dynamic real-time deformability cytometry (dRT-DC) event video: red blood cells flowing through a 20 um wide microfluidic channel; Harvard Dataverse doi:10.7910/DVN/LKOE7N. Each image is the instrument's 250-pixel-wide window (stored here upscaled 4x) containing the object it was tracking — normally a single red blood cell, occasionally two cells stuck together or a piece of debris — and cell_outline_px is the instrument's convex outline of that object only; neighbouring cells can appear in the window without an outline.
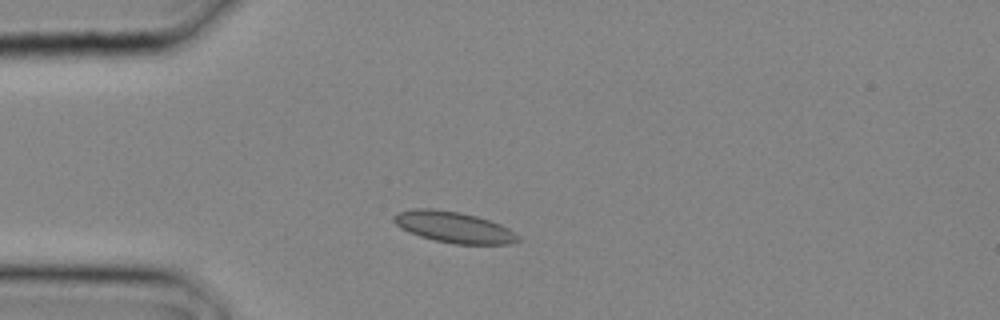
{"species": "common noctule bat (a hibernating species)", "species_latin": "Nyctalus noctula", "temperature_condition": "cold", "stored_images_in_passage": 4, "camera_frame_rate_fps": 3000, "um_per_image_px": 0.085, "animal": {"sex": "male", "body_mass_g": 20.4}, "frame": {"image": 1, "passage_image": 1, "time_ms": 0.0, "image_size_px": [1000, 320], "cell_outline_px": [[520, 240], [508, 244], [456, 244], [436, 240], [420, 236], [408, 232], [400, 228], [392, 220], [392, 216], [396, 212], [412, 208], [432, 208], [460, 212], [476, 216], [500, 224], [508, 228], [520, 236]], "centroid_in_image_um": [38.53, 19.29], "position_along_channel_um": 46.5, "area_um2": 22.6}}